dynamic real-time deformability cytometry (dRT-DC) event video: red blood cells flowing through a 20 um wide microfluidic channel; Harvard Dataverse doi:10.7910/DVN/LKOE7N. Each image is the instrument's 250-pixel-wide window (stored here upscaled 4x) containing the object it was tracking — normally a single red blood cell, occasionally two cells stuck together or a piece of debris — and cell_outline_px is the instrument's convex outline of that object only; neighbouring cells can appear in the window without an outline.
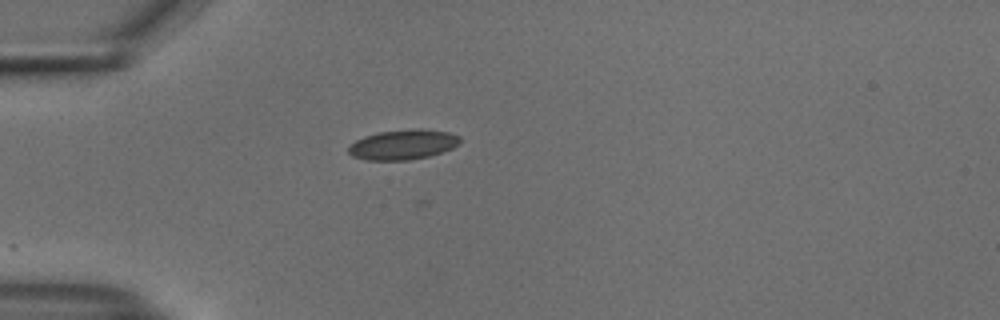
{"species": "common noctule bat (a hibernating species)", "species_latin": "Nyctalus noctula", "temperature_condition": "cold", "stored_images_in_passage": 6, "camera_frame_rate_fps": 3000, "um_per_image_px": 0.085, "animal": {"sex": "male", "body_mass_g": 18.8}, "frame": {"image": 1, "passage_image": 1, "time_ms": 0.0, "image_size_px": [1000, 320], "cell_outline_px": [[460, 144], [452, 148], [428, 156], [408, 160], [368, 160], [352, 156], [348, 152], [348, 148], [356, 140], [364, 136], [376, 132], [420, 128], [448, 132], [460, 136]], "centroid_in_image_um": [34.25, 12.28], "position_along_channel_um": 50.7, "area_um2": 19.42}}
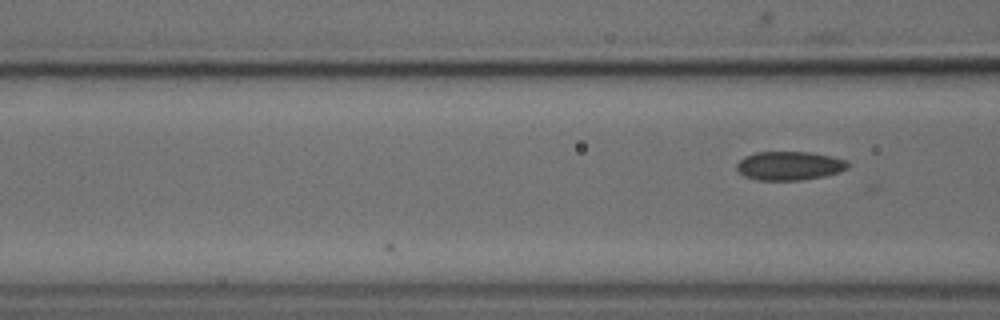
{"frame": {"image": 2, "passage_image": 6, "time_ms": 1.667, "image_size_px": [1000, 320], "cell_outline_px": [[848, 168], [840, 172], [824, 176], [800, 180], [756, 180], [744, 176], [736, 168], [736, 164], [744, 156], [756, 152], [812, 152], [832, 156], [848, 160]], "centroid_in_image_um": [67.11, 14.08], "position_along_channel_um": 99.5, "area_um2": 18.79}}